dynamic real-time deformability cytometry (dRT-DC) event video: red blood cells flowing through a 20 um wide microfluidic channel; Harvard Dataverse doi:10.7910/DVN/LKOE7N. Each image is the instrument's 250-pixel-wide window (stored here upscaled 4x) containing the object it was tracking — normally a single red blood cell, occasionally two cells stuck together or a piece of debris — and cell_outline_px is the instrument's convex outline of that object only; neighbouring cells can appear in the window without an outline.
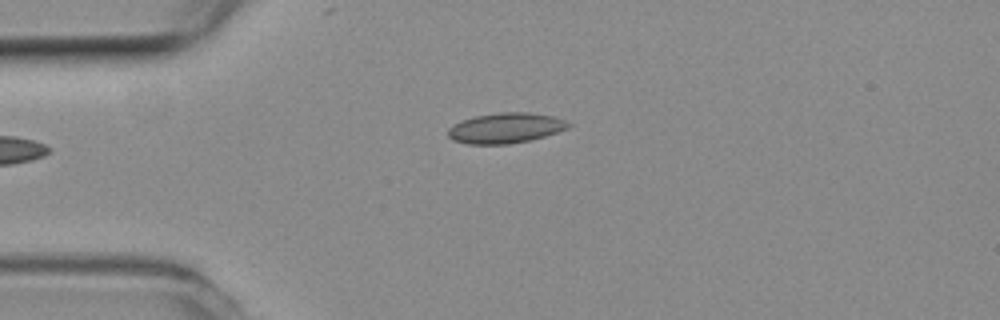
{"species": "common noctule bat (a hibernating species)", "species_latin": "Nyctalus noctula", "temperature_condition": "room temperature", "stored_images_in_passage": 5, "camera_frame_rate_fps": 3000, "um_per_image_px": 0.085, "animal": {"sex": "female", "body_mass_g": 19.3, "forearm_length_mm": 54.1}, "frame": {"image": 1, "passage_image": 4, "time_ms": 1.0, "image_size_px": [1000, 320], "cell_outline_px": [[572, 124], [568, 128], [544, 136], [528, 140], [508, 144], [468, 144], [452, 140], [448, 136], [448, 128], [464, 120], [476, 116], [500, 112], [528, 112], [552, 116], [564, 120]], "centroid_in_image_um": [42.97, 10.88], "position_along_channel_um": 42.0, "area_um2": 20.98}}